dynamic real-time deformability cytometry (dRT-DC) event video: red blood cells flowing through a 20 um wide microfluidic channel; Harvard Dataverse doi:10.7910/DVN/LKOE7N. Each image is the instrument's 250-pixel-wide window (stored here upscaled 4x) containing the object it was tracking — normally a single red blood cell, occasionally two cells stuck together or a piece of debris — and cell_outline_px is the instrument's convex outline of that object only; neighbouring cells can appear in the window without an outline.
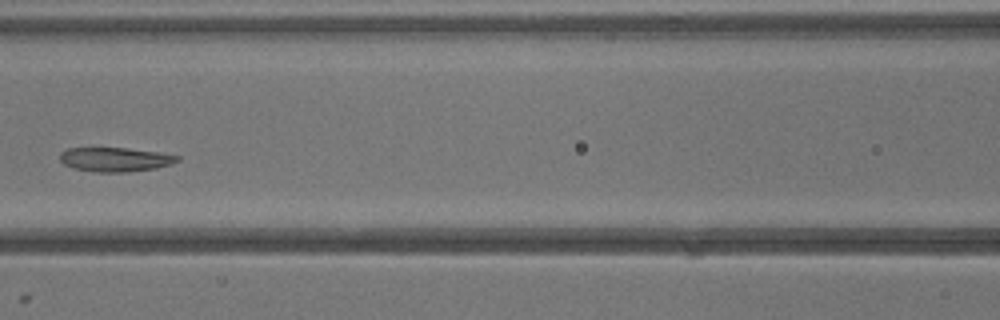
{"species": "common noctule bat (a hibernating species)", "species_latin": "Nyctalus noctula", "temperature_condition": "warm", "stored_images_in_passage": 40, "camera_frame_rate_fps": 3000, "um_per_image_px": 0.085, "animal": {"sex": "male", "body_mass_g": 13.3}, "frame": {"image": 1, "passage_image": 18, "time_ms": 5.667, "image_size_px": [1000, 320], "cell_outline_px": [[180, 160], [156, 168], [128, 172], [92, 172], [72, 168], [64, 164], [60, 160], [60, 152], [68, 148], [128, 148], [160, 152], [180, 156]], "centroid_in_image_um": [9.77, 13.55], "position_along_channel_um": 156.8, "area_um2": 16.65}}